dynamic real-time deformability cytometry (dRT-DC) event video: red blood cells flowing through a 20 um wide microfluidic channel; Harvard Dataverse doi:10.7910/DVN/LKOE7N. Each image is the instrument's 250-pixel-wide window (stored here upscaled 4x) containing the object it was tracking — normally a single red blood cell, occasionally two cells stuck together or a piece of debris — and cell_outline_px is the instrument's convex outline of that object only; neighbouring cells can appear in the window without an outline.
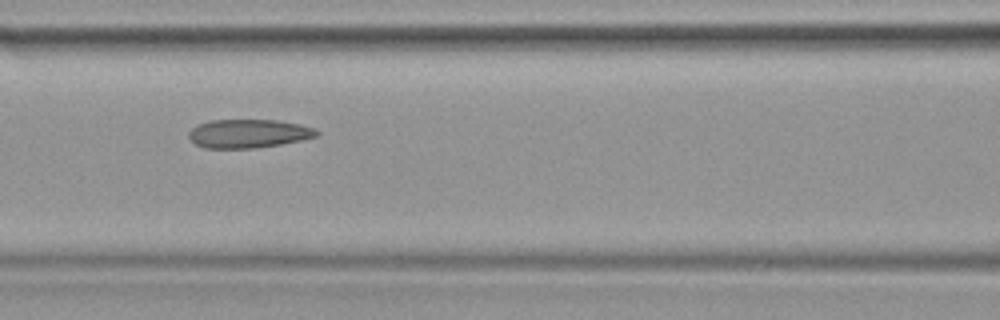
{"species": "common noctule bat (a hibernating species)", "species_latin": "Nyctalus noctula", "temperature_condition": "warm", "stored_images_in_passage": 39, "camera_frame_rate_fps": 3000, "um_per_image_px": 0.085, "animal": {"sex": "female", "body_mass_g": 19.9}, "frame": {"image": 1, "passage_image": 17, "time_ms": 5.333, "image_size_px": [1000, 320], "cell_outline_px": [[320, 132], [316, 136], [300, 140], [280, 144], [256, 148], [204, 148], [196, 144], [188, 136], [188, 132], [196, 124], [208, 120], [276, 120], [300, 124], [316, 128]], "centroid_in_image_um": [21.1, 11.34], "position_along_channel_um": 145.5, "area_um2": 21.39}}